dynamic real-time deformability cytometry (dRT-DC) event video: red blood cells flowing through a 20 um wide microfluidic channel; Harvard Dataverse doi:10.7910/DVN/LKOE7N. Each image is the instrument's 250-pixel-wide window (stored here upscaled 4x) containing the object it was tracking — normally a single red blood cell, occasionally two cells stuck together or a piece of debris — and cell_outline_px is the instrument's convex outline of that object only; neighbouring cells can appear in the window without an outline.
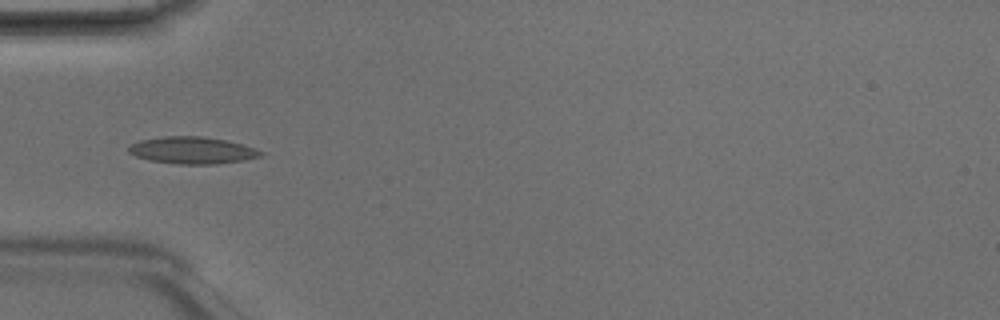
{"species": "Egyptian fruit bat (a non-hibernating species)", "species_latin": "Rousettus aegyptiacus", "temperature_condition": "room temperature", "stored_images_in_passage": 5, "camera_frame_rate_fps": 3000, "um_per_image_px": 0.085, "animal": {"sex": "male"}, "frame": {"image": 1, "passage_image": 4, "time_ms": 1.0, "image_size_px": [1000, 320], "cell_outline_px": [[264, 156], [244, 160], [216, 164], [176, 164], [148, 160], [136, 156], [128, 152], [128, 148], [132, 144], [140, 140], [164, 136], [200, 136], [224, 140], [240, 144], [264, 152]], "centroid_in_image_um": [16.33, 12.78], "position_along_channel_um": 68.7, "area_um2": 20.63}}